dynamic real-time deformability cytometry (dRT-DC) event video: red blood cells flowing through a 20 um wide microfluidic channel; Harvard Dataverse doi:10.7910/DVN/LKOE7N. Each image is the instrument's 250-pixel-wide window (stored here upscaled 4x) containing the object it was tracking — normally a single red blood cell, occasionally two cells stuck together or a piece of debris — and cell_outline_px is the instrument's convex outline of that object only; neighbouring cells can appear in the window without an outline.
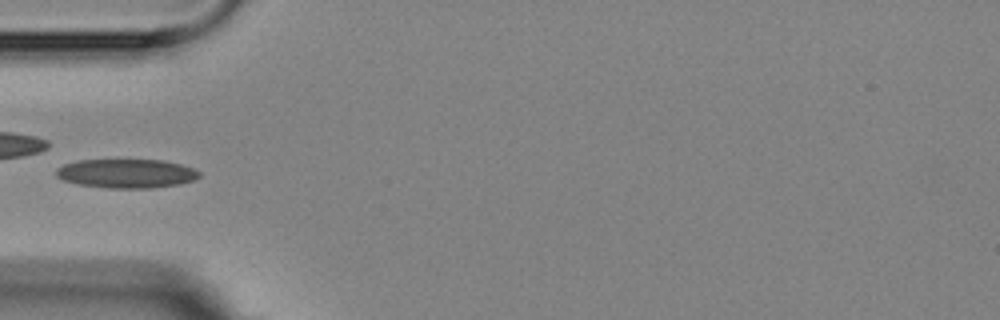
{"species": "Egyptian fruit bat (a non-hibernating species)", "species_latin": "Rousettus aegyptiacus", "temperature_condition": "room temperature", "stored_images_in_passage": 6, "camera_frame_rate_fps": 3000, "um_per_image_px": 0.085, "animal": {"sex": "female"}, "frame": {"image": 1, "passage_image": 4, "time_ms": 3.333, "image_size_px": [1000, 320], "cell_outline_px": [[200, 176], [196, 180], [180, 184], [152, 188], [108, 188], [80, 184], [64, 180], [56, 176], [56, 168], [64, 164], [80, 160], [160, 160], [180, 164], [192, 168], [200, 172]], "centroid_in_image_um": [10.77, 14.75], "position_along_channel_um": 74.2, "area_um2": 24.1}}
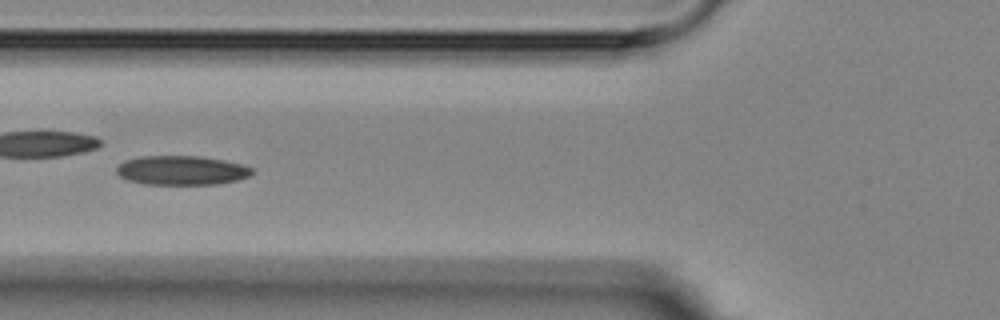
{"frame": {"image": 2, "passage_image": 5, "time_ms": 4.333, "image_size_px": [1000, 320], "cell_outline_px": [[252, 172], [248, 176], [236, 180], [220, 184], [144, 184], [128, 180], [120, 176], [116, 172], [116, 168], [124, 160], [140, 156], [200, 156], [224, 160], [240, 164], [252, 168]], "centroid_in_image_um": [15.4, 14.47], "position_along_channel_um": 110.4, "area_um2": 23.0}}
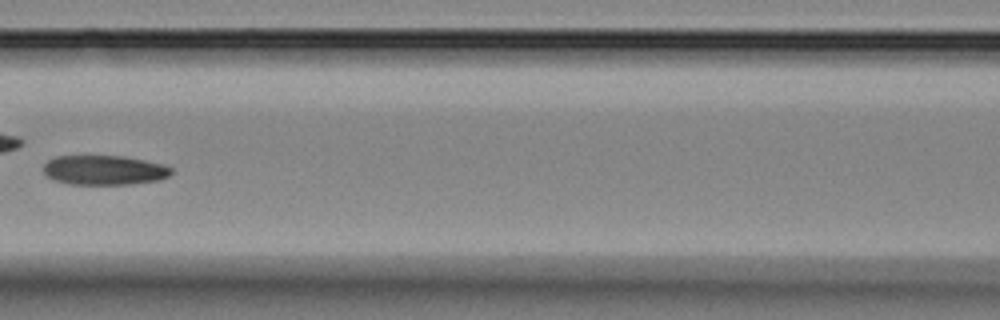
{"frame": {"image": 3, "passage_image": 6, "time_ms": 5.667, "image_size_px": [1000, 320], "cell_outline_px": [[172, 172], [168, 176], [160, 180], [132, 184], [68, 184], [52, 180], [44, 172], [44, 164], [48, 160], [56, 156], [124, 156], [144, 160], [160, 164], [172, 168]], "centroid_in_image_um": [8.84, 14.46], "position_along_channel_um": 157.8, "area_um2": 22.02}}